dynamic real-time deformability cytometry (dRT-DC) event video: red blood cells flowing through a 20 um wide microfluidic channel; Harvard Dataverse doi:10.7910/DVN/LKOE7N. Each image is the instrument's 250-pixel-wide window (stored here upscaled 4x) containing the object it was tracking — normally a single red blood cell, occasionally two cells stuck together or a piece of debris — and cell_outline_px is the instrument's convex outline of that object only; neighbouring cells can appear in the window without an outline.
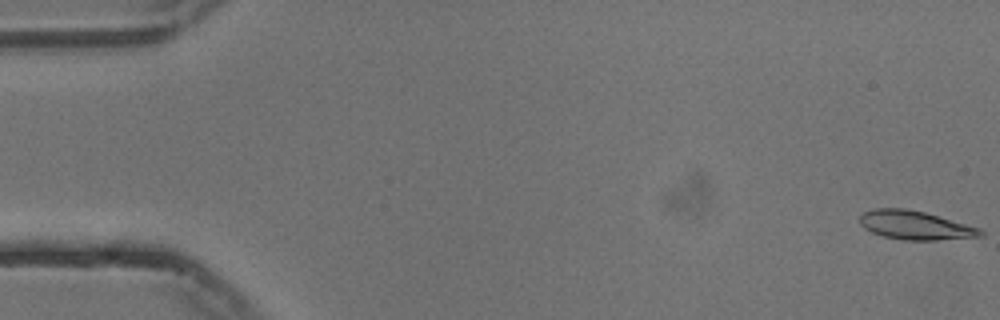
{"species": "common noctule bat (a hibernating species)", "species_latin": "Nyctalus noctula", "temperature_condition": "cold", "stored_images_in_passage": 55, "camera_frame_rate_fps": 3000, "um_per_image_px": 0.085, "animal": {"sex": "male", "body_mass_g": 13.3}, "frame": {"image": 1, "passage_image": 1, "time_ms": 0.0, "image_size_px": [1000, 320], "cell_outline_px": [[984, 236], [936, 240], [904, 240], [884, 236], [872, 232], [864, 228], [860, 224], [860, 216], [864, 212], [876, 208], [904, 208], [924, 212], [980, 228], [984, 232]], "centroid_in_image_um": [77.79, 19.15], "position_along_channel_um": 7.2, "area_um2": 20.06}}
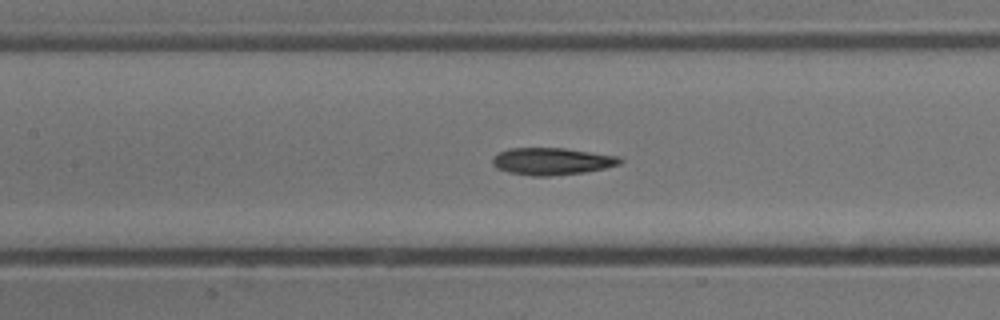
{"frame": {"image": 2, "passage_image": 25, "time_ms": 8.0, "image_size_px": [1000, 320], "cell_outline_px": [[624, 160], [620, 164], [604, 168], [584, 172], [548, 176], [532, 176], [508, 172], [496, 168], [492, 164], [492, 160], [500, 152], [508, 148], [564, 148], [620, 156]], "centroid_in_image_um": [46.93, 13.71], "position_along_channel_um": 160.5, "area_um2": 20.11}}
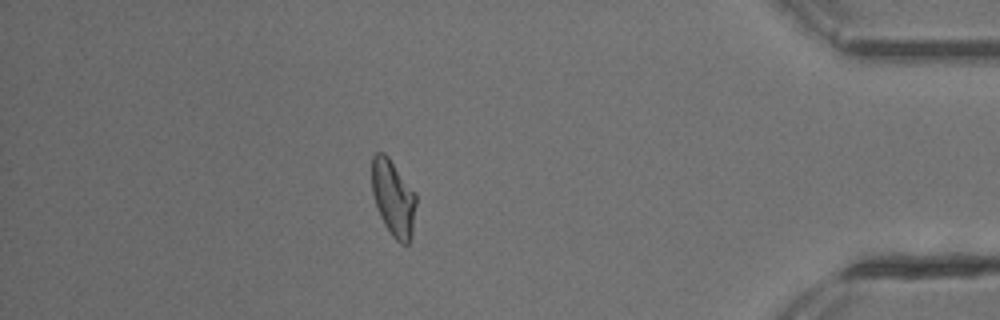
{"frame": {"image": 3, "passage_image": 48, "time_ms": 15.667, "image_size_px": [1000, 320], "cell_outline_px": [[416, 204], [412, 236], [408, 244], [400, 244], [392, 236], [384, 224], [380, 216], [372, 192], [372, 156], [376, 152], [384, 152], [388, 156], [416, 192]], "centroid_in_image_um": [33.44, 16.83], "position_along_channel_um": 401.8, "area_um2": 19.83}, "authors_computed_cell_mechanics": {"area_um2": 19.9988, "velocity_mm_per_s": 3.7378, "shape_relaxation_time_tau1_ms": 6.1307, "shape_relaxation_time_tau2_ms": 2.8333, "deformation_change_tau1": 0.1889, "deformation_change_tau2": 0.0923}}